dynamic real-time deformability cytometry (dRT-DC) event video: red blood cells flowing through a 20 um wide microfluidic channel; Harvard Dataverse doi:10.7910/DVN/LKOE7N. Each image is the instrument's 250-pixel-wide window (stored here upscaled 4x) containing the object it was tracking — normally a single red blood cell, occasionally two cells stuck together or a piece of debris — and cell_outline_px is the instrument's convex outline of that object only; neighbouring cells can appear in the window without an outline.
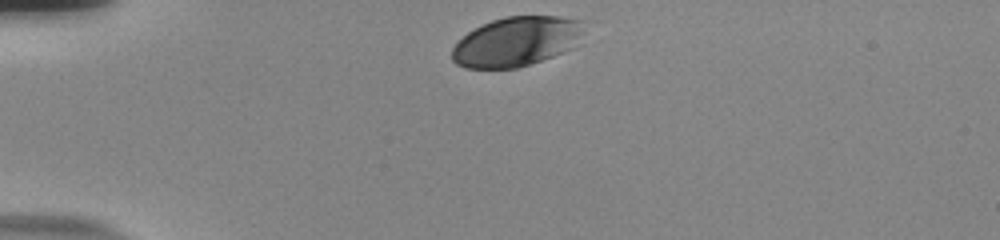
{"species": "human", "species_latin": "Homo sapiens", "temperature_condition": "room temperature", "stored_images_in_passage": 34, "camera_frame_rate_fps": 3000, "um_per_image_px": 0.085, "donor": {"sex": "male"}, "frame": {"image": 1, "passage_image": 1, "time_ms": 0.0, "image_size_px": [1000, 240], "cell_outline_px": [[592, 20], [572, 48], [552, 56], [516, 68], [464, 68], [456, 64], [452, 60], [452, 48], [468, 32], [492, 20], [504, 16], [560, 16]], "centroid_in_image_um": [43.98, 3.5], "position_along_channel_um": 41.0, "area_um2": 38.38}}
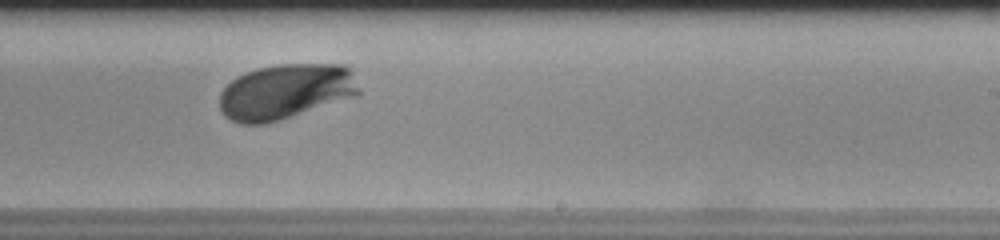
{"frame": {"image": 2, "passage_image": 23, "time_ms": 7.333, "image_size_px": [1000, 240], "cell_outline_px": [[360, 92], [356, 96], [280, 120], [264, 124], [240, 124], [224, 116], [220, 108], [220, 92], [232, 80], [244, 72], [256, 68], [276, 64], [344, 64], [348, 68]], "centroid_in_image_um": [24.23, 7.79], "position_along_channel_um": 264.8, "area_um2": 44.8}}
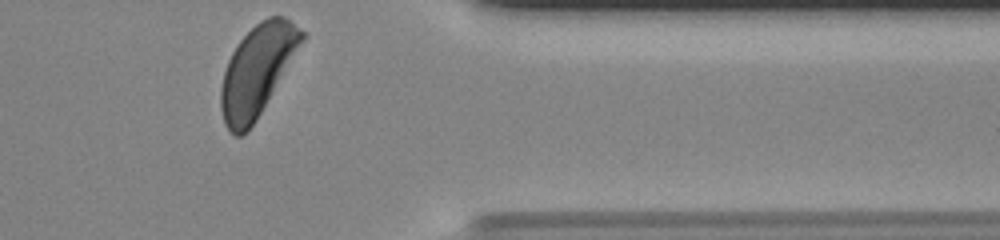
{"frame": {"image": 3, "passage_image": 34, "time_ms": 11.0, "image_size_px": [1000, 240], "cell_outline_px": [[308, 36], [256, 120], [248, 132], [240, 136], [236, 136], [224, 124], [220, 108], [220, 88], [224, 72], [228, 60], [236, 44], [260, 20], [268, 16], [284, 16], [304, 32]], "centroid_in_image_um": [21.87, 5.99], "position_along_channel_um": 389.5, "area_um2": 42.77}, "authors_computed_cell_mechanics": {"area_um2": 42.3385, "velocity_mm_per_s": 3.68, "shape_relaxation_time_tau1_ms": 1.9778, "shape_relaxation_time_tau2_ms": null, "deformation_change_tau1": 0.1297, "deformation_change_tau2": null}}